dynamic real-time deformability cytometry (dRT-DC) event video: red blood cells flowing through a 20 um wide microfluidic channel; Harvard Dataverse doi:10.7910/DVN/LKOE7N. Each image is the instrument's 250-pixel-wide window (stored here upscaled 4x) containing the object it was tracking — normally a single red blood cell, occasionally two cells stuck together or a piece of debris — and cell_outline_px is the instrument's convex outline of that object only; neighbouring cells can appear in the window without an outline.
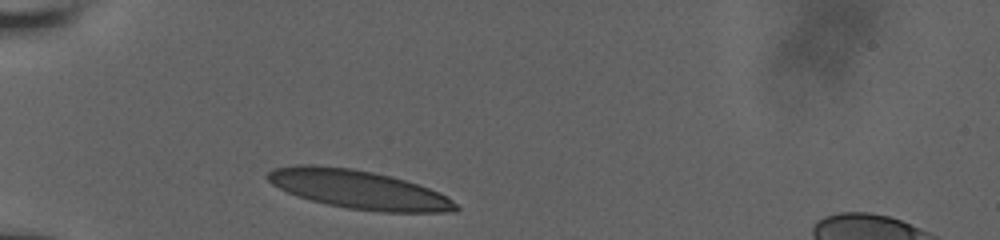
{"species": "human", "species_latin": "Homo sapiens", "temperature_condition": "room temperature", "stored_images_in_passage": 41, "camera_frame_rate_fps": 3000, "um_per_image_px": 0.085, "donor": {"sex": "male"}, "frame": {"image": 1, "passage_image": 1, "time_ms": 0.0, "image_size_px": [1000, 240], "cell_outline_px": [[460, 208], [456, 212], [380, 212], [348, 208], [328, 204], [296, 196], [272, 184], [264, 176], [272, 168], [296, 164], [312, 164], [352, 168], [392, 176], [428, 188], [452, 200]], "centroid_in_image_um": [30.43, 16.09], "position_along_channel_um": 54.6, "area_um2": 42.25}}
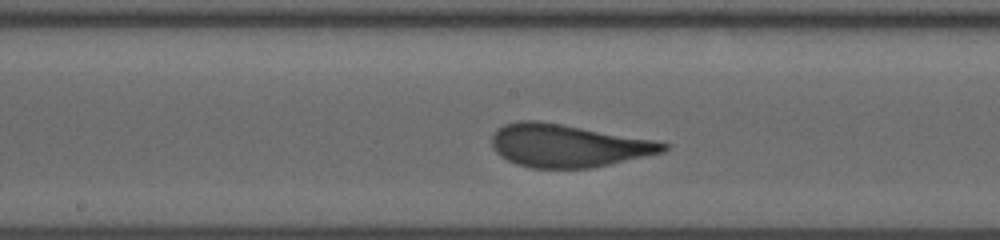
{"frame": {"image": 2, "passage_image": 28, "time_ms": 4.333, "image_size_px": [1000, 240], "cell_outline_px": [[668, 148], [664, 152], [592, 168], [532, 168], [516, 164], [500, 156], [496, 152], [492, 144], [492, 136], [496, 128], [504, 124], [520, 120], [536, 120], [656, 140], [668, 144]], "centroid_in_image_um": [48.26, 12.38], "position_along_channel_um": 199.9, "area_um2": 42.71}}
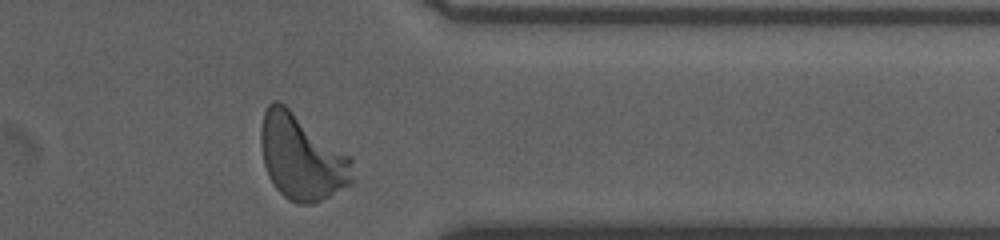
{"frame": {"image": 3, "passage_image": 41, "time_ms": 9.333, "image_size_px": [1000, 240], "cell_outline_px": [[352, 184], [312, 204], [296, 204], [288, 200], [276, 188], [268, 176], [264, 164], [260, 144], [260, 128], [264, 112], [268, 104], [272, 100], [276, 100], [284, 104], [352, 156]], "centroid_in_image_um": [25.63, 13.35], "position_along_channel_um": 385.8, "area_um2": 45.84}, "authors_computed_cell_mechanics": {"area_um2": 42.3096, "velocity_mm_per_s": 3.8318, "shape_relaxation_time_tau1_ms": 3.4033, "shape_relaxation_time_tau2_ms": null, "deformation_change_tau1": 0.1697, "deformation_change_tau2": null}}